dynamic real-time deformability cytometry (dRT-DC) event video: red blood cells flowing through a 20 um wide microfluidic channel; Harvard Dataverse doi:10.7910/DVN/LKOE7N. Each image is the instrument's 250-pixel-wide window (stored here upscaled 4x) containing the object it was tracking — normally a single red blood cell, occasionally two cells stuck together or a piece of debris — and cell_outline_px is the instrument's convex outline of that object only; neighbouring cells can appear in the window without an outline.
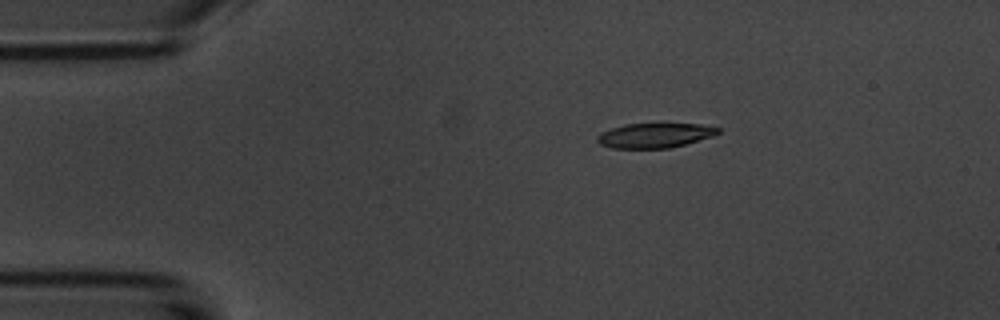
{"species": "common noctule bat (a hibernating species)", "species_latin": "Nyctalus noctula", "temperature_condition": "room temperature", "stored_images_in_passage": 6, "camera_frame_rate_fps": 3000, "um_per_image_px": 0.085, "animal": {"sex": "male", "body_mass_g": 20.1, "forearm_length_mm": 53.5}, "frame": {"image": 1, "passage_image": 1, "time_ms": 0.0, "image_size_px": [1000, 320], "cell_outline_px": [[720, 132], [712, 136], [684, 144], [668, 148], [612, 148], [600, 144], [596, 140], [596, 136], [600, 132], [624, 124], [700, 124], [720, 128]], "centroid_in_image_um": [55.61, 11.51], "position_along_channel_um": 29.4, "area_um2": 17.22}}
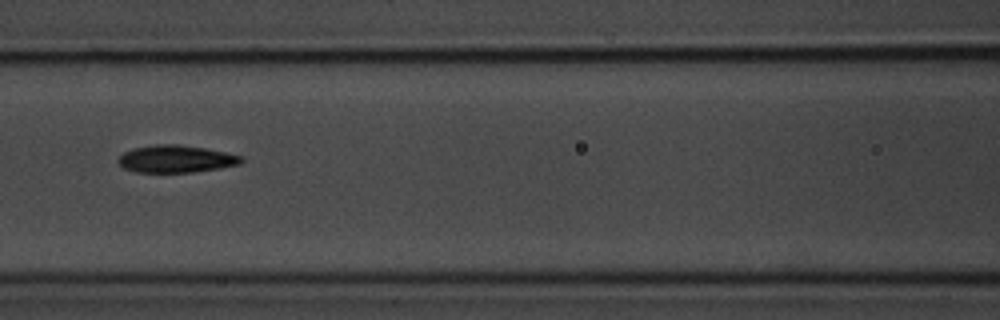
{"frame": {"image": 2, "passage_image": 5, "time_ms": 4.667, "image_size_px": [1000, 320], "cell_outline_px": [[244, 160], [240, 164], [220, 168], [192, 172], [136, 172], [124, 168], [116, 160], [124, 152], [132, 148], [156, 144], [180, 144], [204, 148], [244, 156]], "centroid_in_image_um": [14.96, 13.5], "position_along_channel_um": 151.6, "area_um2": 19.65}}
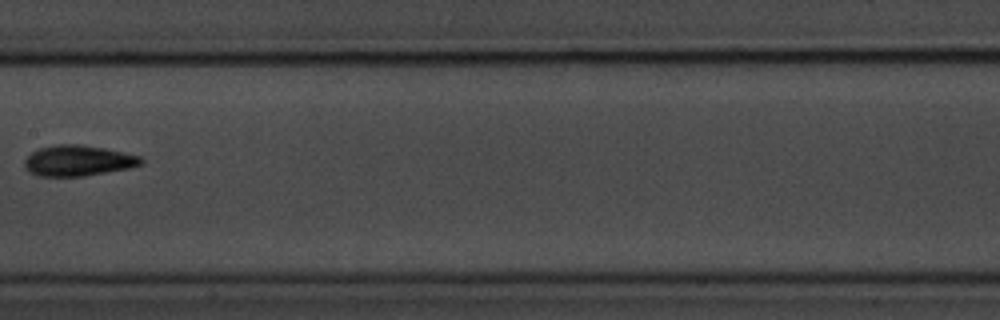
{"frame": {"image": 3, "passage_image": 6, "time_ms": 6.0, "image_size_px": [1000, 320], "cell_outline_px": [[144, 164], [132, 168], [84, 176], [36, 176], [28, 172], [24, 168], [24, 160], [32, 152], [40, 148], [56, 144], [80, 144], [104, 148], [124, 152], [140, 156], [144, 160]], "centroid_in_image_um": [6.65, 13.66], "position_along_channel_um": 200.7, "area_um2": 21.15}}